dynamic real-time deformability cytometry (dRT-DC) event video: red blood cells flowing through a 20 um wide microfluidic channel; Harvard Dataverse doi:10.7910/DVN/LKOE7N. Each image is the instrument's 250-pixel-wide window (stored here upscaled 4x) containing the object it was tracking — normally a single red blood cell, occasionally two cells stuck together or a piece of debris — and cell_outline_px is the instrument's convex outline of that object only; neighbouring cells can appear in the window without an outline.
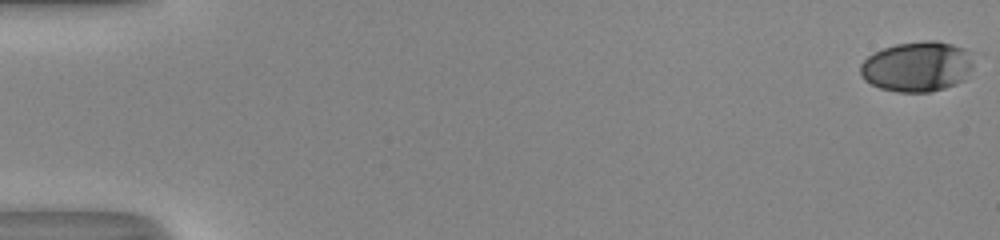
{"species": "human", "species_latin": "Homo sapiens", "temperature_condition": "room temperature", "stored_images_in_passage": 53, "camera_frame_rate_fps": 3000, "um_per_image_px": 0.085, "donor": {"sex": "male"}, "frame": {"image": 1, "passage_image": 1, "time_ms": 0.0, "image_size_px": [1000, 240], "cell_outline_px": [[972, 68], [964, 80], [956, 84], [944, 88], [928, 92], [900, 92], [880, 88], [864, 80], [860, 72], [860, 64], [872, 52], [896, 44], [924, 40], [936, 40], [952, 44], [964, 48], [968, 52], [972, 64]], "centroid_in_image_um": [77.94, 5.65], "position_along_channel_um": 7.1, "area_um2": 33.12}}
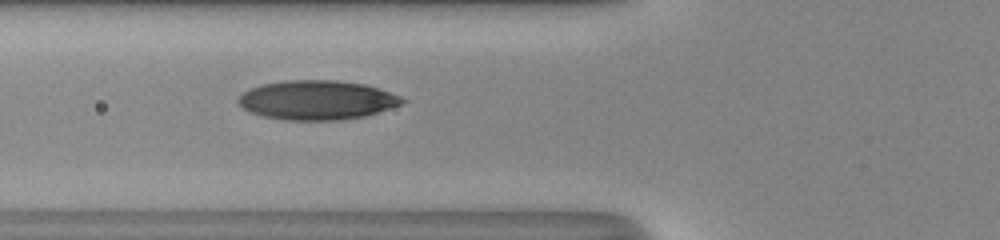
{"frame": {"image": 2, "passage_image": 22, "time_ms": 7.0, "image_size_px": [1000, 240], "cell_outline_px": [[408, 100], [400, 104], [364, 116], [340, 120], [288, 120], [264, 116], [248, 112], [236, 100], [244, 92], [260, 84], [284, 80], [336, 80], [364, 84], [400, 96]], "centroid_in_image_um": [26.9, 8.5], "position_along_channel_um": 98.9, "area_um2": 37.22}}
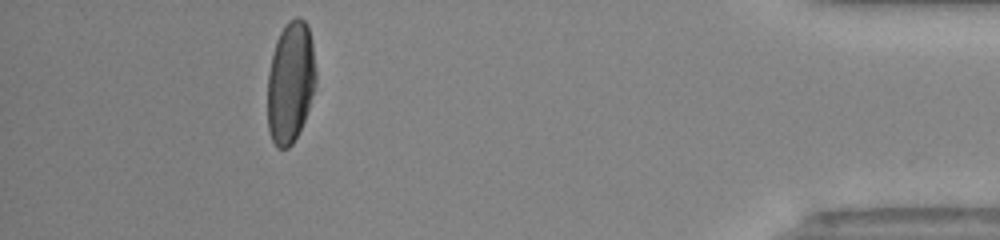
{"frame": {"image": 3, "passage_image": 49, "time_ms": 16.0, "image_size_px": [1000, 240], "cell_outline_px": [[316, 80], [308, 108], [304, 120], [292, 144], [288, 148], [276, 148], [268, 132], [268, 72], [276, 40], [284, 24], [288, 20], [296, 16], [300, 16], [308, 24], [312, 44], [316, 72]], "centroid_in_image_um": [24.68, 6.96], "position_along_channel_um": 410.5, "area_um2": 34.28}, "authors_computed_cell_mechanics": {"area_um2": 35.6626, "velocity_mm_per_s": 4.0668, "shape_relaxation_time_tau1_ms": 5.2319, "shape_relaxation_time_tau2_ms": 0.7604, "deformation_change_tau1": 0.2077, "deformation_change_tau2": 0.0609}}